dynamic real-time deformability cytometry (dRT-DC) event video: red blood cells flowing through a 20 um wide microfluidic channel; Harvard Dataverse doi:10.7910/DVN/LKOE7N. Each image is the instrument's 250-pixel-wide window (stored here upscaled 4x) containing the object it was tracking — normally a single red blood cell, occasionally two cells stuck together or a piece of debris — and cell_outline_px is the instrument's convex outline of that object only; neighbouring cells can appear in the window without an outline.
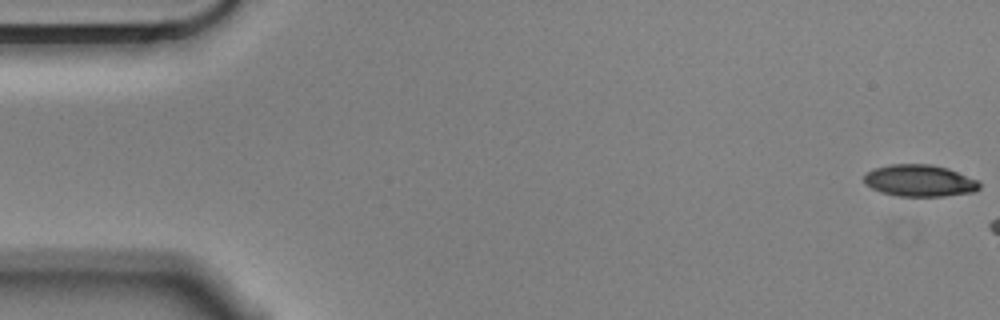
{"species": "Egyptian fruit bat (a non-hibernating species)", "species_latin": "Rousettus aegyptiacus", "temperature_condition": "cold", "stored_images_in_passage": 7, "camera_frame_rate_fps": 3000, "um_per_image_px": 0.085, "animal": {"sex": "male"}, "frame": {"image": 1, "passage_image": 1, "time_ms": 0.0, "image_size_px": [1000, 320], "cell_outline_px": [[980, 188], [976, 192], [944, 196], [896, 196], [880, 192], [864, 184], [864, 176], [868, 172], [876, 168], [892, 164], [932, 164], [948, 168], [980, 180]], "centroid_in_image_um": [78.21, 15.36], "position_along_channel_um": 6.8, "area_um2": 21.62}}